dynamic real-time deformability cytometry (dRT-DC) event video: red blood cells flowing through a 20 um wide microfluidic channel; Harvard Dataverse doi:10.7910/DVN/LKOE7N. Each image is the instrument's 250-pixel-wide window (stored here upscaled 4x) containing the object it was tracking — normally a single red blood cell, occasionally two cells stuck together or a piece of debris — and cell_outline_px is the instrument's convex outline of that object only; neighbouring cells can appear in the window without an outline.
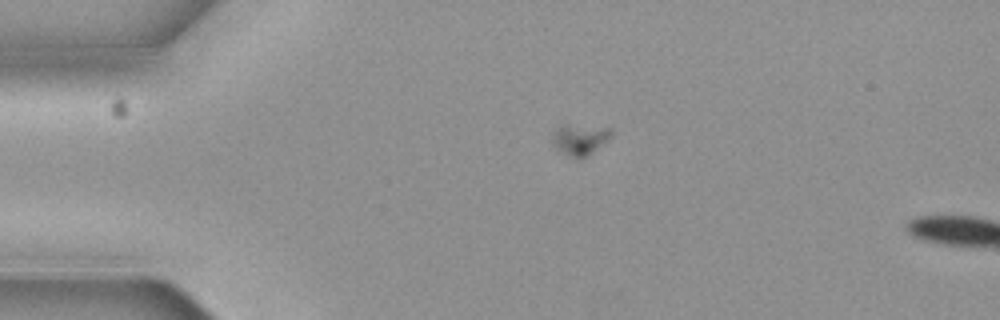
{"species": "common noctule bat (a hibernating species)", "species_latin": "Nyctalus noctula", "temperature_condition": "cold", "stored_images_in_passage": 5, "camera_frame_rate_fps": 3000, "um_per_image_px": 0.085, "animal": {"sex": "female", "body_mass_g": 19.3, "forearm_length_mm": 54.1}, "frame": {"image": 1, "passage_image": 4, "time_ms": 1.0, "image_size_px": [1000, 320], "cell_outline_px": [[612, 136], [588, 156], [568, 156], [556, 148], [552, 144], [552, 140], [556, 128], [568, 124], [608, 128], [612, 132]], "centroid_in_image_um": [49.28, 11.84], "position_along_channel_um": 35.7, "area_um2": 10.29}}